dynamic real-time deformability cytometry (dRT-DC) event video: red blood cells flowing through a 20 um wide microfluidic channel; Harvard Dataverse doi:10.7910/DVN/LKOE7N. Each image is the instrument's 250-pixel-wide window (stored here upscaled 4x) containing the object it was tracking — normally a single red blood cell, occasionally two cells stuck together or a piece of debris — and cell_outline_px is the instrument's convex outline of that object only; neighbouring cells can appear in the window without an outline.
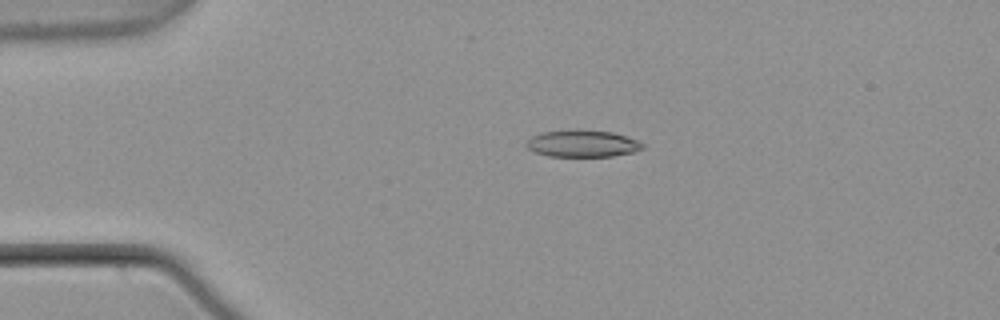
{"species": "common noctule bat (a hibernating species)", "species_latin": "Nyctalus noctula", "temperature_condition": "warm", "stored_images_in_passage": 4, "camera_frame_rate_fps": 3000, "um_per_image_px": 0.085, "animal": {"sex": "male", "body_mass_g": 21.5, "forearm_length_mm": 52.0}, "frame": {"image": 1, "passage_image": 3, "time_ms": 0.667, "image_size_px": [1000, 320], "cell_outline_px": [[644, 148], [632, 152], [612, 156], [548, 156], [536, 152], [528, 148], [524, 144], [532, 136], [540, 132], [580, 128], [612, 132], [636, 140], [644, 144]], "centroid_in_image_um": [49.47, 12.18], "position_along_channel_um": 35.5, "area_um2": 18.38}}